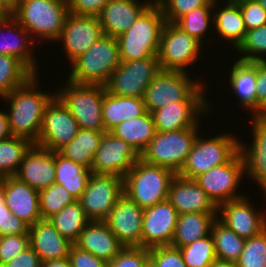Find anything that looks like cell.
Masks as SVG:
<instances>
[{"instance_id": "cell-36", "label": "cell", "mask_w": 266, "mask_h": 267, "mask_svg": "<svg viewBox=\"0 0 266 267\" xmlns=\"http://www.w3.org/2000/svg\"><path fill=\"white\" fill-rule=\"evenodd\" d=\"M54 228L71 243H74L90 220L80 202L75 200L49 218Z\"/></svg>"}, {"instance_id": "cell-33", "label": "cell", "mask_w": 266, "mask_h": 267, "mask_svg": "<svg viewBox=\"0 0 266 267\" xmlns=\"http://www.w3.org/2000/svg\"><path fill=\"white\" fill-rule=\"evenodd\" d=\"M110 132L131 145L141 155L156 133L152 113L146 111L139 117L123 121Z\"/></svg>"}, {"instance_id": "cell-6", "label": "cell", "mask_w": 266, "mask_h": 267, "mask_svg": "<svg viewBox=\"0 0 266 267\" xmlns=\"http://www.w3.org/2000/svg\"><path fill=\"white\" fill-rule=\"evenodd\" d=\"M105 91L103 85L76 84L66 80L64 87L55 93L67 106L80 129L105 132L102 118Z\"/></svg>"}, {"instance_id": "cell-55", "label": "cell", "mask_w": 266, "mask_h": 267, "mask_svg": "<svg viewBox=\"0 0 266 267\" xmlns=\"http://www.w3.org/2000/svg\"><path fill=\"white\" fill-rule=\"evenodd\" d=\"M11 136L8 125V117L6 111H0V140Z\"/></svg>"}, {"instance_id": "cell-28", "label": "cell", "mask_w": 266, "mask_h": 267, "mask_svg": "<svg viewBox=\"0 0 266 267\" xmlns=\"http://www.w3.org/2000/svg\"><path fill=\"white\" fill-rule=\"evenodd\" d=\"M28 233L30 246L39 255L41 262L68 257L73 243L63 237L49 219H41L29 226Z\"/></svg>"}, {"instance_id": "cell-31", "label": "cell", "mask_w": 266, "mask_h": 267, "mask_svg": "<svg viewBox=\"0 0 266 267\" xmlns=\"http://www.w3.org/2000/svg\"><path fill=\"white\" fill-rule=\"evenodd\" d=\"M218 213H184L178 214L172 247L180 248L211 234V227Z\"/></svg>"}, {"instance_id": "cell-35", "label": "cell", "mask_w": 266, "mask_h": 267, "mask_svg": "<svg viewBox=\"0 0 266 267\" xmlns=\"http://www.w3.org/2000/svg\"><path fill=\"white\" fill-rule=\"evenodd\" d=\"M91 170L55 152V183L63 186L76 200L85 191Z\"/></svg>"}, {"instance_id": "cell-7", "label": "cell", "mask_w": 266, "mask_h": 267, "mask_svg": "<svg viewBox=\"0 0 266 267\" xmlns=\"http://www.w3.org/2000/svg\"><path fill=\"white\" fill-rule=\"evenodd\" d=\"M208 138L198 133L179 176L195 179L211 168L230 161L239 152L240 141L235 135L227 133Z\"/></svg>"}, {"instance_id": "cell-49", "label": "cell", "mask_w": 266, "mask_h": 267, "mask_svg": "<svg viewBox=\"0 0 266 267\" xmlns=\"http://www.w3.org/2000/svg\"><path fill=\"white\" fill-rule=\"evenodd\" d=\"M240 7L246 30L266 24V10L257 0H235Z\"/></svg>"}, {"instance_id": "cell-17", "label": "cell", "mask_w": 266, "mask_h": 267, "mask_svg": "<svg viewBox=\"0 0 266 267\" xmlns=\"http://www.w3.org/2000/svg\"><path fill=\"white\" fill-rule=\"evenodd\" d=\"M251 203L252 201L244 196L218 206V219L245 240L266 229V214L260 210L257 212Z\"/></svg>"}, {"instance_id": "cell-50", "label": "cell", "mask_w": 266, "mask_h": 267, "mask_svg": "<svg viewBox=\"0 0 266 267\" xmlns=\"http://www.w3.org/2000/svg\"><path fill=\"white\" fill-rule=\"evenodd\" d=\"M29 225L14 216L6 203L0 207V236L29 234Z\"/></svg>"}, {"instance_id": "cell-42", "label": "cell", "mask_w": 266, "mask_h": 267, "mask_svg": "<svg viewBox=\"0 0 266 267\" xmlns=\"http://www.w3.org/2000/svg\"><path fill=\"white\" fill-rule=\"evenodd\" d=\"M76 199L61 185L56 183L39 190V205L42 219H49Z\"/></svg>"}, {"instance_id": "cell-8", "label": "cell", "mask_w": 266, "mask_h": 267, "mask_svg": "<svg viewBox=\"0 0 266 267\" xmlns=\"http://www.w3.org/2000/svg\"><path fill=\"white\" fill-rule=\"evenodd\" d=\"M198 128L190 127L170 132H157L140 158L147 163L180 172L191 152Z\"/></svg>"}, {"instance_id": "cell-47", "label": "cell", "mask_w": 266, "mask_h": 267, "mask_svg": "<svg viewBox=\"0 0 266 267\" xmlns=\"http://www.w3.org/2000/svg\"><path fill=\"white\" fill-rule=\"evenodd\" d=\"M149 259L156 267H187L180 249L172 246L150 248Z\"/></svg>"}, {"instance_id": "cell-45", "label": "cell", "mask_w": 266, "mask_h": 267, "mask_svg": "<svg viewBox=\"0 0 266 267\" xmlns=\"http://www.w3.org/2000/svg\"><path fill=\"white\" fill-rule=\"evenodd\" d=\"M210 0H155L168 23H175L195 8L204 7Z\"/></svg>"}, {"instance_id": "cell-60", "label": "cell", "mask_w": 266, "mask_h": 267, "mask_svg": "<svg viewBox=\"0 0 266 267\" xmlns=\"http://www.w3.org/2000/svg\"><path fill=\"white\" fill-rule=\"evenodd\" d=\"M5 204V195L2 185V178H0V207Z\"/></svg>"}, {"instance_id": "cell-13", "label": "cell", "mask_w": 266, "mask_h": 267, "mask_svg": "<svg viewBox=\"0 0 266 267\" xmlns=\"http://www.w3.org/2000/svg\"><path fill=\"white\" fill-rule=\"evenodd\" d=\"M187 72L160 70L146 88L144 104L146 111H153L168 103L185 101L203 81L191 80Z\"/></svg>"}, {"instance_id": "cell-24", "label": "cell", "mask_w": 266, "mask_h": 267, "mask_svg": "<svg viewBox=\"0 0 266 267\" xmlns=\"http://www.w3.org/2000/svg\"><path fill=\"white\" fill-rule=\"evenodd\" d=\"M167 200L178 214L218 213V206L194 179H187L178 174L172 180Z\"/></svg>"}, {"instance_id": "cell-15", "label": "cell", "mask_w": 266, "mask_h": 267, "mask_svg": "<svg viewBox=\"0 0 266 267\" xmlns=\"http://www.w3.org/2000/svg\"><path fill=\"white\" fill-rule=\"evenodd\" d=\"M78 122L67 106L55 95L45 108L42 127L35 145L57 152L79 131Z\"/></svg>"}, {"instance_id": "cell-62", "label": "cell", "mask_w": 266, "mask_h": 267, "mask_svg": "<svg viewBox=\"0 0 266 267\" xmlns=\"http://www.w3.org/2000/svg\"><path fill=\"white\" fill-rule=\"evenodd\" d=\"M145 267H156L155 264L149 260L146 264H145Z\"/></svg>"}, {"instance_id": "cell-54", "label": "cell", "mask_w": 266, "mask_h": 267, "mask_svg": "<svg viewBox=\"0 0 266 267\" xmlns=\"http://www.w3.org/2000/svg\"><path fill=\"white\" fill-rule=\"evenodd\" d=\"M1 267H41V260L39 255L29 246Z\"/></svg>"}, {"instance_id": "cell-14", "label": "cell", "mask_w": 266, "mask_h": 267, "mask_svg": "<svg viewBox=\"0 0 266 267\" xmlns=\"http://www.w3.org/2000/svg\"><path fill=\"white\" fill-rule=\"evenodd\" d=\"M244 174V162L240 152H238L230 161L211 168L194 180L219 206L223 202L237 200L245 196L239 192L236 194Z\"/></svg>"}, {"instance_id": "cell-56", "label": "cell", "mask_w": 266, "mask_h": 267, "mask_svg": "<svg viewBox=\"0 0 266 267\" xmlns=\"http://www.w3.org/2000/svg\"><path fill=\"white\" fill-rule=\"evenodd\" d=\"M41 267H71L68 257L41 262Z\"/></svg>"}, {"instance_id": "cell-20", "label": "cell", "mask_w": 266, "mask_h": 267, "mask_svg": "<svg viewBox=\"0 0 266 267\" xmlns=\"http://www.w3.org/2000/svg\"><path fill=\"white\" fill-rule=\"evenodd\" d=\"M143 211L123 194L104 222L125 247H142Z\"/></svg>"}, {"instance_id": "cell-21", "label": "cell", "mask_w": 266, "mask_h": 267, "mask_svg": "<svg viewBox=\"0 0 266 267\" xmlns=\"http://www.w3.org/2000/svg\"><path fill=\"white\" fill-rule=\"evenodd\" d=\"M250 119L253 139L251 145L239 142L245 174L260 186L266 195V113L253 114Z\"/></svg>"}, {"instance_id": "cell-44", "label": "cell", "mask_w": 266, "mask_h": 267, "mask_svg": "<svg viewBox=\"0 0 266 267\" xmlns=\"http://www.w3.org/2000/svg\"><path fill=\"white\" fill-rule=\"evenodd\" d=\"M237 267H266V229L245 240Z\"/></svg>"}, {"instance_id": "cell-40", "label": "cell", "mask_w": 266, "mask_h": 267, "mask_svg": "<svg viewBox=\"0 0 266 267\" xmlns=\"http://www.w3.org/2000/svg\"><path fill=\"white\" fill-rule=\"evenodd\" d=\"M213 6L214 0H210L204 7L195 8L178 19L174 24L203 45L202 41L205 35H207L206 30L210 23L211 25L214 24Z\"/></svg>"}, {"instance_id": "cell-5", "label": "cell", "mask_w": 266, "mask_h": 267, "mask_svg": "<svg viewBox=\"0 0 266 267\" xmlns=\"http://www.w3.org/2000/svg\"><path fill=\"white\" fill-rule=\"evenodd\" d=\"M68 14L67 0H21L12 16L37 43L39 38L57 41Z\"/></svg>"}, {"instance_id": "cell-53", "label": "cell", "mask_w": 266, "mask_h": 267, "mask_svg": "<svg viewBox=\"0 0 266 267\" xmlns=\"http://www.w3.org/2000/svg\"><path fill=\"white\" fill-rule=\"evenodd\" d=\"M256 114L266 113V61H256Z\"/></svg>"}, {"instance_id": "cell-1", "label": "cell", "mask_w": 266, "mask_h": 267, "mask_svg": "<svg viewBox=\"0 0 266 267\" xmlns=\"http://www.w3.org/2000/svg\"><path fill=\"white\" fill-rule=\"evenodd\" d=\"M38 77V74L33 75L22 86L1 97L10 104L6 113L11 136L26 138L33 144L38 141L45 108L56 95L39 91Z\"/></svg>"}, {"instance_id": "cell-59", "label": "cell", "mask_w": 266, "mask_h": 267, "mask_svg": "<svg viewBox=\"0 0 266 267\" xmlns=\"http://www.w3.org/2000/svg\"><path fill=\"white\" fill-rule=\"evenodd\" d=\"M11 15L0 4V22L7 19Z\"/></svg>"}, {"instance_id": "cell-51", "label": "cell", "mask_w": 266, "mask_h": 267, "mask_svg": "<svg viewBox=\"0 0 266 267\" xmlns=\"http://www.w3.org/2000/svg\"><path fill=\"white\" fill-rule=\"evenodd\" d=\"M67 2L71 14L98 17L109 0H67Z\"/></svg>"}, {"instance_id": "cell-2", "label": "cell", "mask_w": 266, "mask_h": 267, "mask_svg": "<svg viewBox=\"0 0 266 267\" xmlns=\"http://www.w3.org/2000/svg\"><path fill=\"white\" fill-rule=\"evenodd\" d=\"M166 20L154 1L123 34L117 37L121 61L157 57Z\"/></svg>"}, {"instance_id": "cell-43", "label": "cell", "mask_w": 266, "mask_h": 267, "mask_svg": "<svg viewBox=\"0 0 266 267\" xmlns=\"http://www.w3.org/2000/svg\"><path fill=\"white\" fill-rule=\"evenodd\" d=\"M236 50L240 55L243 54L238 60L246 62L266 61V24L247 30L243 42Z\"/></svg>"}, {"instance_id": "cell-34", "label": "cell", "mask_w": 266, "mask_h": 267, "mask_svg": "<svg viewBox=\"0 0 266 267\" xmlns=\"http://www.w3.org/2000/svg\"><path fill=\"white\" fill-rule=\"evenodd\" d=\"M103 133L96 130L79 129L76 136L57 152L66 159L81 164L90 170L93 157L100 146Z\"/></svg>"}, {"instance_id": "cell-12", "label": "cell", "mask_w": 266, "mask_h": 267, "mask_svg": "<svg viewBox=\"0 0 266 267\" xmlns=\"http://www.w3.org/2000/svg\"><path fill=\"white\" fill-rule=\"evenodd\" d=\"M123 194V177L92 173L78 201L90 221H104Z\"/></svg>"}, {"instance_id": "cell-27", "label": "cell", "mask_w": 266, "mask_h": 267, "mask_svg": "<svg viewBox=\"0 0 266 267\" xmlns=\"http://www.w3.org/2000/svg\"><path fill=\"white\" fill-rule=\"evenodd\" d=\"M73 244L107 263L125 247L104 221H90Z\"/></svg>"}, {"instance_id": "cell-38", "label": "cell", "mask_w": 266, "mask_h": 267, "mask_svg": "<svg viewBox=\"0 0 266 267\" xmlns=\"http://www.w3.org/2000/svg\"><path fill=\"white\" fill-rule=\"evenodd\" d=\"M32 145L30 140L18 136L0 140V178L17 173L25 153Z\"/></svg>"}, {"instance_id": "cell-32", "label": "cell", "mask_w": 266, "mask_h": 267, "mask_svg": "<svg viewBox=\"0 0 266 267\" xmlns=\"http://www.w3.org/2000/svg\"><path fill=\"white\" fill-rule=\"evenodd\" d=\"M229 86L239 98L241 107L256 114V61L236 60L229 73Z\"/></svg>"}, {"instance_id": "cell-29", "label": "cell", "mask_w": 266, "mask_h": 267, "mask_svg": "<svg viewBox=\"0 0 266 267\" xmlns=\"http://www.w3.org/2000/svg\"><path fill=\"white\" fill-rule=\"evenodd\" d=\"M218 0H214L213 6V17H214V30L215 33L220 35L222 40L225 42L232 43V46L236 49L243 42L246 27L244 24L243 16L239 7V4L235 0H226L227 3L223 4L220 9L217 7L219 3ZM217 8V10L215 9ZM228 40V41H227Z\"/></svg>"}, {"instance_id": "cell-26", "label": "cell", "mask_w": 266, "mask_h": 267, "mask_svg": "<svg viewBox=\"0 0 266 267\" xmlns=\"http://www.w3.org/2000/svg\"><path fill=\"white\" fill-rule=\"evenodd\" d=\"M6 32L7 35L4 34ZM30 37L29 32L12 15L0 22V54L19 59L35 75L39 73V65L32 52L36 42Z\"/></svg>"}, {"instance_id": "cell-9", "label": "cell", "mask_w": 266, "mask_h": 267, "mask_svg": "<svg viewBox=\"0 0 266 267\" xmlns=\"http://www.w3.org/2000/svg\"><path fill=\"white\" fill-rule=\"evenodd\" d=\"M201 49L204 50V45L198 40L182 31L174 23L166 22L157 53L160 69L187 72L186 69L191 64L193 66L202 55Z\"/></svg>"}, {"instance_id": "cell-19", "label": "cell", "mask_w": 266, "mask_h": 267, "mask_svg": "<svg viewBox=\"0 0 266 267\" xmlns=\"http://www.w3.org/2000/svg\"><path fill=\"white\" fill-rule=\"evenodd\" d=\"M178 213L166 199L143 211L142 247L170 246Z\"/></svg>"}, {"instance_id": "cell-16", "label": "cell", "mask_w": 266, "mask_h": 267, "mask_svg": "<svg viewBox=\"0 0 266 267\" xmlns=\"http://www.w3.org/2000/svg\"><path fill=\"white\" fill-rule=\"evenodd\" d=\"M139 158L140 155L131 145L111 132H104L90 170L92 173L124 178Z\"/></svg>"}, {"instance_id": "cell-57", "label": "cell", "mask_w": 266, "mask_h": 267, "mask_svg": "<svg viewBox=\"0 0 266 267\" xmlns=\"http://www.w3.org/2000/svg\"><path fill=\"white\" fill-rule=\"evenodd\" d=\"M20 1L21 0H0V4L10 15H13L18 9Z\"/></svg>"}, {"instance_id": "cell-18", "label": "cell", "mask_w": 266, "mask_h": 267, "mask_svg": "<svg viewBox=\"0 0 266 267\" xmlns=\"http://www.w3.org/2000/svg\"><path fill=\"white\" fill-rule=\"evenodd\" d=\"M103 35L98 17L77 16L69 13L57 41L64 44L63 50L71 64Z\"/></svg>"}, {"instance_id": "cell-22", "label": "cell", "mask_w": 266, "mask_h": 267, "mask_svg": "<svg viewBox=\"0 0 266 267\" xmlns=\"http://www.w3.org/2000/svg\"><path fill=\"white\" fill-rule=\"evenodd\" d=\"M36 190L55 183V152L33 144L14 175Z\"/></svg>"}, {"instance_id": "cell-58", "label": "cell", "mask_w": 266, "mask_h": 267, "mask_svg": "<svg viewBox=\"0 0 266 267\" xmlns=\"http://www.w3.org/2000/svg\"><path fill=\"white\" fill-rule=\"evenodd\" d=\"M211 267H237L236 262L233 261H222L216 259Z\"/></svg>"}, {"instance_id": "cell-46", "label": "cell", "mask_w": 266, "mask_h": 267, "mask_svg": "<svg viewBox=\"0 0 266 267\" xmlns=\"http://www.w3.org/2000/svg\"><path fill=\"white\" fill-rule=\"evenodd\" d=\"M149 249L143 247H124L107 267H145L149 261Z\"/></svg>"}, {"instance_id": "cell-52", "label": "cell", "mask_w": 266, "mask_h": 267, "mask_svg": "<svg viewBox=\"0 0 266 267\" xmlns=\"http://www.w3.org/2000/svg\"><path fill=\"white\" fill-rule=\"evenodd\" d=\"M68 260L71 267H107L108 264L106 261L78 248L74 244L70 247Z\"/></svg>"}, {"instance_id": "cell-48", "label": "cell", "mask_w": 266, "mask_h": 267, "mask_svg": "<svg viewBox=\"0 0 266 267\" xmlns=\"http://www.w3.org/2000/svg\"><path fill=\"white\" fill-rule=\"evenodd\" d=\"M29 246V234L0 236V267Z\"/></svg>"}, {"instance_id": "cell-41", "label": "cell", "mask_w": 266, "mask_h": 267, "mask_svg": "<svg viewBox=\"0 0 266 267\" xmlns=\"http://www.w3.org/2000/svg\"><path fill=\"white\" fill-rule=\"evenodd\" d=\"M179 249L187 267H211L217 259L211 234Z\"/></svg>"}, {"instance_id": "cell-10", "label": "cell", "mask_w": 266, "mask_h": 267, "mask_svg": "<svg viewBox=\"0 0 266 267\" xmlns=\"http://www.w3.org/2000/svg\"><path fill=\"white\" fill-rule=\"evenodd\" d=\"M205 87V84L202 83L185 101L168 103L166 106L153 111L155 130L157 132H170L199 127L200 116L212 111L210 110L212 104L209 105L210 102L205 97Z\"/></svg>"}, {"instance_id": "cell-61", "label": "cell", "mask_w": 266, "mask_h": 267, "mask_svg": "<svg viewBox=\"0 0 266 267\" xmlns=\"http://www.w3.org/2000/svg\"><path fill=\"white\" fill-rule=\"evenodd\" d=\"M257 1L266 10V0H257Z\"/></svg>"}, {"instance_id": "cell-30", "label": "cell", "mask_w": 266, "mask_h": 267, "mask_svg": "<svg viewBox=\"0 0 266 267\" xmlns=\"http://www.w3.org/2000/svg\"><path fill=\"white\" fill-rule=\"evenodd\" d=\"M145 112L143 98L116 96L105 91L102 107L105 132H110L123 121L139 117Z\"/></svg>"}, {"instance_id": "cell-37", "label": "cell", "mask_w": 266, "mask_h": 267, "mask_svg": "<svg viewBox=\"0 0 266 267\" xmlns=\"http://www.w3.org/2000/svg\"><path fill=\"white\" fill-rule=\"evenodd\" d=\"M216 258L236 262L244 248L245 239L224 225L217 217L211 227Z\"/></svg>"}, {"instance_id": "cell-4", "label": "cell", "mask_w": 266, "mask_h": 267, "mask_svg": "<svg viewBox=\"0 0 266 267\" xmlns=\"http://www.w3.org/2000/svg\"><path fill=\"white\" fill-rule=\"evenodd\" d=\"M177 174L139 158L123 178L124 194L145 209L167 199L170 184Z\"/></svg>"}, {"instance_id": "cell-11", "label": "cell", "mask_w": 266, "mask_h": 267, "mask_svg": "<svg viewBox=\"0 0 266 267\" xmlns=\"http://www.w3.org/2000/svg\"><path fill=\"white\" fill-rule=\"evenodd\" d=\"M160 70L157 57L121 61L104 85L106 92L116 96L143 98L146 88Z\"/></svg>"}, {"instance_id": "cell-25", "label": "cell", "mask_w": 266, "mask_h": 267, "mask_svg": "<svg viewBox=\"0 0 266 267\" xmlns=\"http://www.w3.org/2000/svg\"><path fill=\"white\" fill-rule=\"evenodd\" d=\"M155 0H109L98 16L104 35L117 38L126 32Z\"/></svg>"}, {"instance_id": "cell-39", "label": "cell", "mask_w": 266, "mask_h": 267, "mask_svg": "<svg viewBox=\"0 0 266 267\" xmlns=\"http://www.w3.org/2000/svg\"><path fill=\"white\" fill-rule=\"evenodd\" d=\"M33 75L19 59L0 54V98L22 86Z\"/></svg>"}, {"instance_id": "cell-3", "label": "cell", "mask_w": 266, "mask_h": 267, "mask_svg": "<svg viewBox=\"0 0 266 267\" xmlns=\"http://www.w3.org/2000/svg\"><path fill=\"white\" fill-rule=\"evenodd\" d=\"M120 63L117 38L103 35L70 64L67 80L76 84L104 86Z\"/></svg>"}, {"instance_id": "cell-23", "label": "cell", "mask_w": 266, "mask_h": 267, "mask_svg": "<svg viewBox=\"0 0 266 267\" xmlns=\"http://www.w3.org/2000/svg\"><path fill=\"white\" fill-rule=\"evenodd\" d=\"M5 203L11 213L29 226L41 220L39 191L15 176L3 177Z\"/></svg>"}]
</instances>
